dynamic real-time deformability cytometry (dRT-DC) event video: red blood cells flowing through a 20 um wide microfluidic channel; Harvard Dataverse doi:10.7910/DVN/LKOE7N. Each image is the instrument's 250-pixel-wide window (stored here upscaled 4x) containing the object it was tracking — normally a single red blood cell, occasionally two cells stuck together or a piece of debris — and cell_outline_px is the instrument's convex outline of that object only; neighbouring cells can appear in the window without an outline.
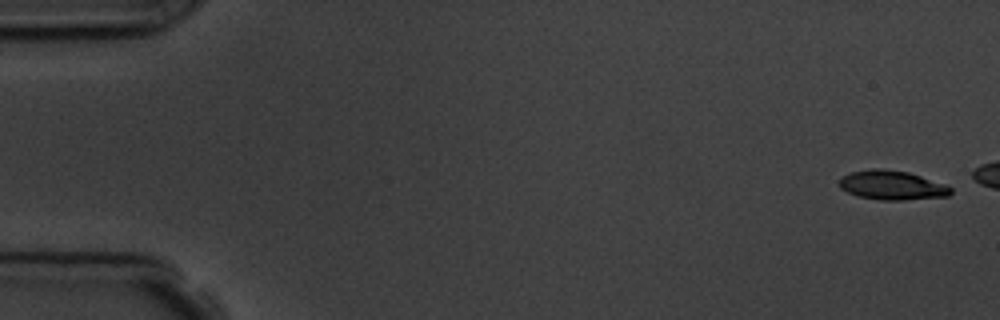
{"species": "common noctule bat (a hibernating species)", "species_latin": "Nyctalus noctula", "temperature_condition": "room temperature", "stored_images_in_passage": 5, "camera_frame_rate_fps": 3000, "um_per_image_px": 0.085, "animal": {"sex": "male", "body_mass_g": 19.5, "forearm_length_mm": 54.6}, "frame": {"image": 1, "passage_image": 1, "time_ms": 0.0, "image_size_px": [1000, 320], "cell_outline_px": [[952, 192], [948, 196], [904, 200], [880, 200], [860, 196], [848, 192], [840, 188], [840, 180], [844, 176], [852, 172], [872, 168], [880, 168], [908, 172], [948, 184], [952, 188]], "centroid_in_image_um": [75.88, 15.74], "position_along_channel_um": 9.1, "area_um2": 18.96}}